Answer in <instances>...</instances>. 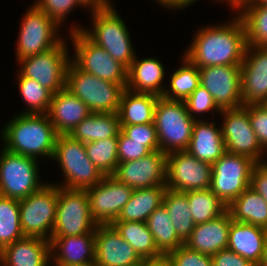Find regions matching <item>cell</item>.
Listing matches in <instances>:
<instances>
[{
    "label": "cell",
    "instance_id": "8d00e7d4",
    "mask_svg": "<svg viewBox=\"0 0 267 266\" xmlns=\"http://www.w3.org/2000/svg\"><path fill=\"white\" fill-rule=\"evenodd\" d=\"M187 199L195 224L216 219L228 208L210 189L188 191Z\"/></svg>",
    "mask_w": 267,
    "mask_h": 266
},
{
    "label": "cell",
    "instance_id": "c3c4849f",
    "mask_svg": "<svg viewBox=\"0 0 267 266\" xmlns=\"http://www.w3.org/2000/svg\"><path fill=\"white\" fill-rule=\"evenodd\" d=\"M211 259L213 266H256L228 248L218 251Z\"/></svg>",
    "mask_w": 267,
    "mask_h": 266
},
{
    "label": "cell",
    "instance_id": "d4e9b609",
    "mask_svg": "<svg viewBox=\"0 0 267 266\" xmlns=\"http://www.w3.org/2000/svg\"><path fill=\"white\" fill-rule=\"evenodd\" d=\"M91 113L85 103L65 88L52 96L47 115L55 131L60 135L69 134Z\"/></svg>",
    "mask_w": 267,
    "mask_h": 266
},
{
    "label": "cell",
    "instance_id": "d6986e66",
    "mask_svg": "<svg viewBox=\"0 0 267 266\" xmlns=\"http://www.w3.org/2000/svg\"><path fill=\"white\" fill-rule=\"evenodd\" d=\"M243 105L267 100V47L247 45L241 64Z\"/></svg>",
    "mask_w": 267,
    "mask_h": 266
},
{
    "label": "cell",
    "instance_id": "f6af8a7d",
    "mask_svg": "<svg viewBox=\"0 0 267 266\" xmlns=\"http://www.w3.org/2000/svg\"><path fill=\"white\" fill-rule=\"evenodd\" d=\"M152 151L144 145V142L130 141L120 130L118 133V162H126L140 159Z\"/></svg>",
    "mask_w": 267,
    "mask_h": 266
},
{
    "label": "cell",
    "instance_id": "f546056e",
    "mask_svg": "<svg viewBox=\"0 0 267 266\" xmlns=\"http://www.w3.org/2000/svg\"><path fill=\"white\" fill-rule=\"evenodd\" d=\"M120 130L117 112L91 113L74 127L69 135L82 143H87L109 137H118Z\"/></svg>",
    "mask_w": 267,
    "mask_h": 266
},
{
    "label": "cell",
    "instance_id": "f907efd6",
    "mask_svg": "<svg viewBox=\"0 0 267 266\" xmlns=\"http://www.w3.org/2000/svg\"><path fill=\"white\" fill-rule=\"evenodd\" d=\"M140 266H172L170 260L166 256L157 259L143 260Z\"/></svg>",
    "mask_w": 267,
    "mask_h": 266
},
{
    "label": "cell",
    "instance_id": "52a82bcc",
    "mask_svg": "<svg viewBox=\"0 0 267 266\" xmlns=\"http://www.w3.org/2000/svg\"><path fill=\"white\" fill-rule=\"evenodd\" d=\"M58 192L57 184L47 183L19 200L20 225L24 237L50 241L57 212Z\"/></svg>",
    "mask_w": 267,
    "mask_h": 266
},
{
    "label": "cell",
    "instance_id": "db71d44e",
    "mask_svg": "<svg viewBox=\"0 0 267 266\" xmlns=\"http://www.w3.org/2000/svg\"><path fill=\"white\" fill-rule=\"evenodd\" d=\"M259 266H267V240L265 243L264 255Z\"/></svg>",
    "mask_w": 267,
    "mask_h": 266
},
{
    "label": "cell",
    "instance_id": "60d3db41",
    "mask_svg": "<svg viewBox=\"0 0 267 266\" xmlns=\"http://www.w3.org/2000/svg\"><path fill=\"white\" fill-rule=\"evenodd\" d=\"M166 257L172 266H213L210 255L192 250L184 244L169 252Z\"/></svg>",
    "mask_w": 267,
    "mask_h": 266
},
{
    "label": "cell",
    "instance_id": "f35d334b",
    "mask_svg": "<svg viewBox=\"0 0 267 266\" xmlns=\"http://www.w3.org/2000/svg\"><path fill=\"white\" fill-rule=\"evenodd\" d=\"M87 156L93 165L105 176L112 175L118 162V137L85 143Z\"/></svg>",
    "mask_w": 267,
    "mask_h": 266
},
{
    "label": "cell",
    "instance_id": "6da1fadb",
    "mask_svg": "<svg viewBox=\"0 0 267 266\" xmlns=\"http://www.w3.org/2000/svg\"><path fill=\"white\" fill-rule=\"evenodd\" d=\"M246 47V30L238 15L226 24L199 28L184 56L198 68L241 65Z\"/></svg>",
    "mask_w": 267,
    "mask_h": 266
},
{
    "label": "cell",
    "instance_id": "ffe728a7",
    "mask_svg": "<svg viewBox=\"0 0 267 266\" xmlns=\"http://www.w3.org/2000/svg\"><path fill=\"white\" fill-rule=\"evenodd\" d=\"M142 259L110 225L95 228V263L98 266H140Z\"/></svg>",
    "mask_w": 267,
    "mask_h": 266
},
{
    "label": "cell",
    "instance_id": "5bb4252c",
    "mask_svg": "<svg viewBox=\"0 0 267 266\" xmlns=\"http://www.w3.org/2000/svg\"><path fill=\"white\" fill-rule=\"evenodd\" d=\"M220 114L224 118L221 133L226 152L247 156L256 163L266 161L263 157L265 150L260 146L251 126L249 104L235 109L221 110Z\"/></svg>",
    "mask_w": 267,
    "mask_h": 266
},
{
    "label": "cell",
    "instance_id": "1f68e13d",
    "mask_svg": "<svg viewBox=\"0 0 267 266\" xmlns=\"http://www.w3.org/2000/svg\"><path fill=\"white\" fill-rule=\"evenodd\" d=\"M111 225L124 240L129 242L142 260L157 259L164 256L157 249L146 222H113Z\"/></svg>",
    "mask_w": 267,
    "mask_h": 266
},
{
    "label": "cell",
    "instance_id": "74e56055",
    "mask_svg": "<svg viewBox=\"0 0 267 266\" xmlns=\"http://www.w3.org/2000/svg\"><path fill=\"white\" fill-rule=\"evenodd\" d=\"M22 238L19 200L0 195V251Z\"/></svg>",
    "mask_w": 267,
    "mask_h": 266
},
{
    "label": "cell",
    "instance_id": "44dd1931",
    "mask_svg": "<svg viewBox=\"0 0 267 266\" xmlns=\"http://www.w3.org/2000/svg\"><path fill=\"white\" fill-rule=\"evenodd\" d=\"M50 252L54 266H82L93 263L95 262V232L77 236L51 237Z\"/></svg>",
    "mask_w": 267,
    "mask_h": 266
},
{
    "label": "cell",
    "instance_id": "11a10c76",
    "mask_svg": "<svg viewBox=\"0 0 267 266\" xmlns=\"http://www.w3.org/2000/svg\"><path fill=\"white\" fill-rule=\"evenodd\" d=\"M104 7L107 6H112L113 4H111L112 2H110V0H98Z\"/></svg>",
    "mask_w": 267,
    "mask_h": 266
},
{
    "label": "cell",
    "instance_id": "bcb514c9",
    "mask_svg": "<svg viewBox=\"0 0 267 266\" xmlns=\"http://www.w3.org/2000/svg\"><path fill=\"white\" fill-rule=\"evenodd\" d=\"M249 118L258 142L267 154V108L264 104H249Z\"/></svg>",
    "mask_w": 267,
    "mask_h": 266
},
{
    "label": "cell",
    "instance_id": "83f0119b",
    "mask_svg": "<svg viewBox=\"0 0 267 266\" xmlns=\"http://www.w3.org/2000/svg\"><path fill=\"white\" fill-rule=\"evenodd\" d=\"M158 96L136 93L125 89L117 111L120 125L154 123V111Z\"/></svg>",
    "mask_w": 267,
    "mask_h": 266
},
{
    "label": "cell",
    "instance_id": "9c48e42d",
    "mask_svg": "<svg viewBox=\"0 0 267 266\" xmlns=\"http://www.w3.org/2000/svg\"><path fill=\"white\" fill-rule=\"evenodd\" d=\"M255 163L247 156L226 152L212 164L209 189L228 207L250 187Z\"/></svg>",
    "mask_w": 267,
    "mask_h": 266
},
{
    "label": "cell",
    "instance_id": "836d02e7",
    "mask_svg": "<svg viewBox=\"0 0 267 266\" xmlns=\"http://www.w3.org/2000/svg\"><path fill=\"white\" fill-rule=\"evenodd\" d=\"M157 249L166 256L184 242L177 236L172 220L163 204L156 208L146 220Z\"/></svg>",
    "mask_w": 267,
    "mask_h": 266
},
{
    "label": "cell",
    "instance_id": "8fae6325",
    "mask_svg": "<svg viewBox=\"0 0 267 266\" xmlns=\"http://www.w3.org/2000/svg\"><path fill=\"white\" fill-rule=\"evenodd\" d=\"M22 19L16 51L17 60L49 51L63 41L58 35L61 25L49 18L35 3L26 10Z\"/></svg>",
    "mask_w": 267,
    "mask_h": 266
},
{
    "label": "cell",
    "instance_id": "ac0fdd59",
    "mask_svg": "<svg viewBox=\"0 0 267 266\" xmlns=\"http://www.w3.org/2000/svg\"><path fill=\"white\" fill-rule=\"evenodd\" d=\"M166 156L156 150L140 159L118 163L112 176L134 190L166 186Z\"/></svg>",
    "mask_w": 267,
    "mask_h": 266
},
{
    "label": "cell",
    "instance_id": "277c9868",
    "mask_svg": "<svg viewBox=\"0 0 267 266\" xmlns=\"http://www.w3.org/2000/svg\"><path fill=\"white\" fill-rule=\"evenodd\" d=\"M193 119L184 101L158 97L154 111V125L159 141V150L168 154L186 151L191 140Z\"/></svg>",
    "mask_w": 267,
    "mask_h": 266
},
{
    "label": "cell",
    "instance_id": "5b68a950",
    "mask_svg": "<svg viewBox=\"0 0 267 266\" xmlns=\"http://www.w3.org/2000/svg\"><path fill=\"white\" fill-rule=\"evenodd\" d=\"M65 88L78 97L92 113H116L125 88L79 69L72 61L66 74Z\"/></svg>",
    "mask_w": 267,
    "mask_h": 266
},
{
    "label": "cell",
    "instance_id": "d6a6232c",
    "mask_svg": "<svg viewBox=\"0 0 267 266\" xmlns=\"http://www.w3.org/2000/svg\"><path fill=\"white\" fill-rule=\"evenodd\" d=\"M237 10L245 26L247 45L267 47V6L245 0Z\"/></svg>",
    "mask_w": 267,
    "mask_h": 266
},
{
    "label": "cell",
    "instance_id": "603a6c76",
    "mask_svg": "<svg viewBox=\"0 0 267 266\" xmlns=\"http://www.w3.org/2000/svg\"><path fill=\"white\" fill-rule=\"evenodd\" d=\"M50 241L24 237L0 251V266H50Z\"/></svg>",
    "mask_w": 267,
    "mask_h": 266
},
{
    "label": "cell",
    "instance_id": "7c38bea8",
    "mask_svg": "<svg viewBox=\"0 0 267 266\" xmlns=\"http://www.w3.org/2000/svg\"><path fill=\"white\" fill-rule=\"evenodd\" d=\"M97 224L90 212L86 190L59 186L57 212L51 237H64L95 232Z\"/></svg>",
    "mask_w": 267,
    "mask_h": 266
},
{
    "label": "cell",
    "instance_id": "4fadbf2b",
    "mask_svg": "<svg viewBox=\"0 0 267 266\" xmlns=\"http://www.w3.org/2000/svg\"><path fill=\"white\" fill-rule=\"evenodd\" d=\"M65 40L54 48L35 56L18 60L19 73L39 82L53 95L65 89L66 74L71 58Z\"/></svg>",
    "mask_w": 267,
    "mask_h": 266
},
{
    "label": "cell",
    "instance_id": "d590c367",
    "mask_svg": "<svg viewBox=\"0 0 267 266\" xmlns=\"http://www.w3.org/2000/svg\"><path fill=\"white\" fill-rule=\"evenodd\" d=\"M183 64L170 78V90L165 89L162 97L168 100L185 101L199 86V69L183 56Z\"/></svg>",
    "mask_w": 267,
    "mask_h": 266
},
{
    "label": "cell",
    "instance_id": "8992f818",
    "mask_svg": "<svg viewBox=\"0 0 267 266\" xmlns=\"http://www.w3.org/2000/svg\"><path fill=\"white\" fill-rule=\"evenodd\" d=\"M54 162L59 163L62 168L67 189L86 190L99 183L104 175L93 165L82 143L69 134H60L56 138Z\"/></svg>",
    "mask_w": 267,
    "mask_h": 266
},
{
    "label": "cell",
    "instance_id": "f5cc1de1",
    "mask_svg": "<svg viewBox=\"0 0 267 266\" xmlns=\"http://www.w3.org/2000/svg\"><path fill=\"white\" fill-rule=\"evenodd\" d=\"M217 1H224L227 3L228 2V5L230 4L231 7L233 9H237L245 0H217Z\"/></svg>",
    "mask_w": 267,
    "mask_h": 266
},
{
    "label": "cell",
    "instance_id": "e0dca14e",
    "mask_svg": "<svg viewBox=\"0 0 267 266\" xmlns=\"http://www.w3.org/2000/svg\"><path fill=\"white\" fill-rule=\"evenodd\" d=\"M198 69L200 85L212 95L220 110L244 106L241 96V65L207 66Z\"/></svg>",
    "mask_w": 267,
    "mask_h": 266
},
{
    "label": "cell",
    "instance_id": "2e32d148",
    "mask_svg": "<svg viewBox=\"0 0 267 266\" xmlns=\"http://www.w3.org/2000/svg\"><path fill=\"white\" fill-rule=\"evenodd\" d=\"M133 190L112 175H105L99 183L86 189L95 223L110 225L116 221L122 208L130 200Z\"/></svg>",
    "mask_w": 267,
    "mask_h": 266
},
{
    "label": "cell",
    "instance_id": "e575fe53",
    "mask_svg": "<svg viewBox=\"0 0 267 266\" xmlns=\"http://www.w3.org/2000/svg\"><path fill=\"white\" fill-rule=\"evenodd\" d=\"M162 204L172 220L177 236L185 243L196 225L189 209L187 192L167 188Z\"/></svg>",
    "mask_w": 267,
    "mask_h": 266
},
{
    "label": "cell",
    "instance_id": "b9f144b4",
    "mask_svg": "<svg viewBox=\"0 0 267 266\" xmlns=\"http://www.w3.org/2000/svg\"><path fill=\"white\" fill-rule=\"evenodd\" d=\"M121 131L130 141L144 142L151 151L159 150V141L154 123L120 125Z\"/></svg>",
    "mask_w": 267,
    "mask_h": 266
},
{
    "label": "cell",
    "instance_id": "9a60e30c",
    "mask_svg": "<svg viewBox=\"0 0 267 266\" xmlns=\"http://www.w3.org/2000/svg\"><path fill=\"white\" fill-rule=\"evenodd\" d=\"M166 187L188 192L210 188L212 165L198 160L187 151L170 152L166 156Z\"/></svg>",
    "mask_w": 267,
    "mask_h": 266
},
{
    "label": "cell",
    "instance_id": "6f0895ef",
    "mask_svg": "<svg viewBox=\"0 0 267 266\" xmlns=\"http://www.w3.org/2000/svg\"><path fill=\"white\" fill-rule=\"evenodd\" d=\"M82 266H98L95 262L87 264V265H82Z\"/></svg>",
    "mask_w": 267,
    "mask_h": 266
},
{
    "label": "cell",
    "instance_id": "484cf974",
    "mask_svg": "<svg viewBox=\"0 0 267 266\" xmlns=\"http://www.w3.org/2000/svg\"><path fill=\"white\" fill-rule=\"evenodd\" d=\"M165 67L153 57L138 60L134 58L127 72V87L131 92L153 94L162 97Z\"/></svg>",
    "mask_w": 267,
    "mask_h": 266
},
{
    "label": "cell",
    "instance_id": "4dcf8cb0",
    "mask_svg": "<svg viewBox=\"0 0 267 266\" xmlns=\"http://www.w3.org/2000/svg\"><path fill=\"white\" fill-rule=\"evenodd\" d=\"M232 220L258 226L267 230V202L248 187L227 208Z\"/></svg>",
    "mask_w": 267,
    "mask_h": 266
},
{
    "label": "cell",
    "instance_id": "30bf717a",
    "mask_svg": "<svg viewBox=\"0 0 267 266\" xmlns=\"http://www.w3.org/2000/svg\"><path fill=\"white\" fill-rule=\"evenodd\" d=\"M75 57L71 61L82 71L127 87L128 69L100 46L92 42L81 30L70 31Z\"/></svg>",
    "mask_w": 267,
    "mask_h": 266
},
{
    "label": "cell",
    "instance_id": "7bdbcfd3",
    "mask_svg": "<svg viewBox=\"0 0 267 266\" xmlns=\"http://www.w3.org/2000/svg\"><path fill=\"white\" fill-rule=\"evenodd\" d=\"M184 102L188 113L195 120H197L194 115L195 113L198 115L211 111L214 114L215 112L213 111L215 110L219 113L221 112L215 104L212 95L201 85Z\"/></svg>",
    "mask_w": 267,
    "mask_h": 266
},
{
    "label": "cell",
    "instance_id": "9f6ffc18",
    "mask_svg": "<svg viewBox=\"0 0 267 266\" xmlns=\"http://www.w3.org/2000/svg\"><path fill=\"white\" fill-rule=\"evenodd\" d=\"M260 4L267 6V0H257Z\"/></svg>",
    "mask_w": 267,
    "mask_h": 266
},
{
    "label": "cell",
    "instance_id": "cb8c5ba5",
    "mask_svg": "<svg viewBox=\"0 0 267 266\" xmlns=\"http://www.w3.org/2000/svg\"><path fill=\"white\" fill-rule=\"evenodd\" d=\"M266 240V229L232 220L227 248L259 266L264 255Z\"/></svg>",
    "mask_w": 267,
    "mask_h": 266
},
{
    "label": "cell",
    "instance_id": "681fc988",
    "mask_svg": "<svg viewBox=\"0 0 267 266\" xmlns=\"http://www.w3.org/2000/svg\"><path fill=\"white\" fill-rule=\"evenodd\" d=\"M158 2V4L167 7L168 9H183L191 4H193L195 1L197 2L198 0H155Z\"/></svg>",
    "mask_w": 267,
    "mask_h": 266
},
{
    "label": "cell",
    "instance_id": "4316f807",
    "mask_svg": "<svg viewBox=\"0 0 267 266\" xmlns=\"http://www.w3.org/2000/svg\"><path fill=\"white\" fill-rule=\"evenodd\" d=\"M215 122L195 120L187 152L198 160L213 164L226 153L225 143Z\"/></svg>",
    "mask_w": 267,
    "mask_h": 266
},
{
    "label": "cell",
    "instance_id": "3957f363",
    "mask_svg": "<svg viewBox=\"0 0 267 266\" xmlns=\"http://www.w3.org/2000/svg\"><path fill=\"white\" fill-rule=\"evenodd\" d=\"M93 28L87 29L73 26L72 30H81L92 42L107 51L111 57L124 65L131 66L136 53L134 52L129 31L118 15L114 6L91 10Z\"/></svg>",
    "mask_w": 267,
    "mask_h": 266
},
{
    "label": "cell",
    "instance_id": "ba28073f",
    "mask_svg": "<svg viewBox=\"0 0 267 266\" xmlns=\"http://www.w3.org/2000/svg\"><path fill=\"white\" fill-rule=\"evenodd\" d=\"M0 195L23 199L41 189L38 160L2 148L0 151ZM39 178V179H38Z\"/></svg>",
    "mask_w": 267,
    "mask_h": 266
},
{
    "label": "cell",
    "instance_id": "680465c9",
    "mask_svg": "<svg viewBox=\"0 0 267 266\" xmlns=\"http://www.w3.org/2000/svg\"><path fill=\"white\" fill-rule=\"evenodd\" d=\"M263 104L267 108V100Z\"/></svg>",
    "mask_w": 267,
    "mask_h": 266
},
{
    "label": "cell",
    "instance_id": "ee69618b",
    "mask_svg": "<svg viewBox=\"0 0 267 266\" xmlns=\"http://www.w3.org/2000/svg\"><path fill=\"white\" fill-rule=\"evenodd\" d=\"M34 3L59 25L64 22L70 11L75 9L74 7H85L79 0H36Z\"/></svg>",
    "mask_w": 267,
    "mask_h": 266
},
{
    "label": "cell",
    "instance_id": "ab89813d",
    "mask_svg": "<svg viewBox=\"0 0 267 266\" xmlns=\"http://www.w3.org/2000/svg\"><path fill=\"white\" fill-rule=\"evenodd\" d=\"M18 88L29 110L21 113L47 114L53 94L34 79L18 74Z\"/></svg>",
    "mask_w": 267,
    "mask_h": 266
},
{
    "label": "cell",
    "instance_id": "816d5d0a",
    "mask_svg": "<svg viewBox=\"0 0 267 266\" xmlns=\"http://www.w3.org/2000/svg\"><path fill=\"white\" fill-rule=\"evenodd\" d=\"M85 7L88 6L91 10L100 9L104 7L98 0H79Z\"/></svg>",
    "mask_w": 267,
    "mask_h": 266
},
{
    "label": "cell",
    "instance_id": "7dc6e473",
    "mask_svg": "<svg viewBox=\"0 0 267 266\" xmlns=\"http://www.w3.org/2000/svg\"><path fill=\"white\" fill-rule=\"evenodd\" d=\"M250 187L267 202V161L255 163L251 173Z\"/></svg>",
    "mask_w": 267,
    "mask_h": 266
},
{
    "label": "cell",
    "instance_id": "7a4b0ae2",
    "mask_svg": "<svg viewBox=\"0 0 267 266\" xmlns=\"http://www.w3.org/2000/svg\"><path fill=\"white\" fill-rule=\"evenodd\" d=\"M1 131L3 148L23 156L53 158L58 136L47 114L20 113Z\"/></svg>",
    "mask_w": 267,
    "mask_h": 266
},
{
    "label": "cell",
    "instance_id": "f1b7e54d",
    "mask_svg": "<svg viewBox=\"0 0 267 266\" xmlns=\"http://www.w3.org/2000/svg\"><path fill=\"white\" fill-rule=\"evenodd\" d=\"M166 189V186H155L133 190L130 200L114 222H146L149 215L162 204Z\"/></svg>",
    "mask_w": 267,
    "mask_h": 266
},
{
    "label": "cell",
    "instance_id": "7402d4cb",
    "mask_svg": "<svg viewBox=\"0 0 267 266\" xmlns=\"http://www.w3.org/2000/svg\"><path fill=\"white\" fill-rule=\"evenodd\" d=\"M231 222L232 216L227 210L216 219L196 224L184 245L192 250L212 256L227 248Z\"/></svg>",
    "mask_w": 267,
    "mask_h": 266
}]
</instances>
